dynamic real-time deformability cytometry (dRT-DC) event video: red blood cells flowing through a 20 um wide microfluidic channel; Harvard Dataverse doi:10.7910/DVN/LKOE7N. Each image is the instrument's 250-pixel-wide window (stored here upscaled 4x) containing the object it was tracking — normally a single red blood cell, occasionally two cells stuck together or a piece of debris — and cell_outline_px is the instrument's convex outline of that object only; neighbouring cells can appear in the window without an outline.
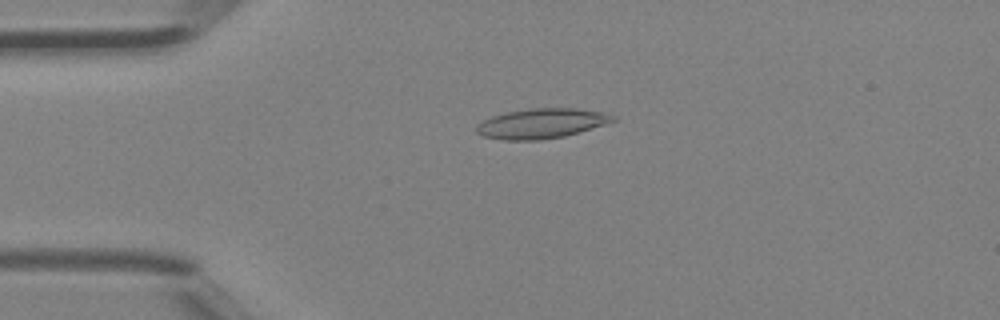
{"species": "Egyptian fruit bat (a non-hibernating species)", "species_latin": "Rousettus aegyptiacus", "temperature_condition": "room temperature", "stored_images_in_passage": 3, "camera_frame_rate_fps": 3000, "um_per_image_px": 0.085, "animal": {"sex": "female"}, "frame": {"image": 1, "passage_image": 3, "time_ms": 0.667, "image_size_px": [1000, 320], "cell_outline_px": [[616, 120], [604, 124], [564, 136], [540, 140], [504, 140], [484, 136], [476, 132], [476, 124], [492, 116], [508, 112], [532, 108], [576, 108], [600, 112], [616, 116]], "centroid_in_image_um": [45.99, 10.49], "position_along_channel_um": 39.0, "area_um2": 23.47}}